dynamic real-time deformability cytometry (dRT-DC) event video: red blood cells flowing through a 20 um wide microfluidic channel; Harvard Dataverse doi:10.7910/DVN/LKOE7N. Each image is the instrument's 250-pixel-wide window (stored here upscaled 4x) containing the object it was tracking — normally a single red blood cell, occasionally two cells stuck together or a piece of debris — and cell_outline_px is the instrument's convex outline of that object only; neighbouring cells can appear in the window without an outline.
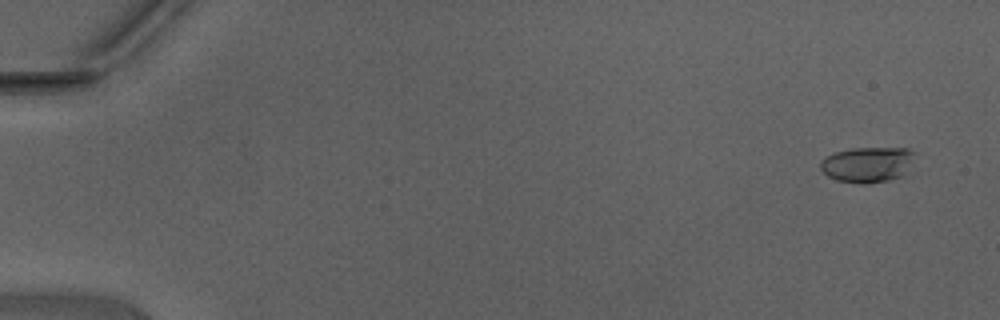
{"species": "Egyptian fruit bat (a non-hibernating species)", "species_latin": "Rousettus aegyptiacus", "temperature_condition": "warm", "stored_images_in_passage": 44, "camera_frame_rate_fps": 3000, "um_per_image_px": 0.085, "animal": {"sex": "male"}, "frame": {"image": 1, "passage_image": 3, "time_ms": 0.667, "image_size_px": [1000, 320], "cell_outline_px": [[912, 152], [908, 172], [904, 176], [888, 180], [864, 184], [860, 184], [836, 180], [828, 176], [820, 168], [820, 160], [836, 152], [852, 148], [908, 148]], "centroid_in_image_um": [73.71, 14.0], "position_along_channel_um": 11.3, "area_um2": 19.36}}
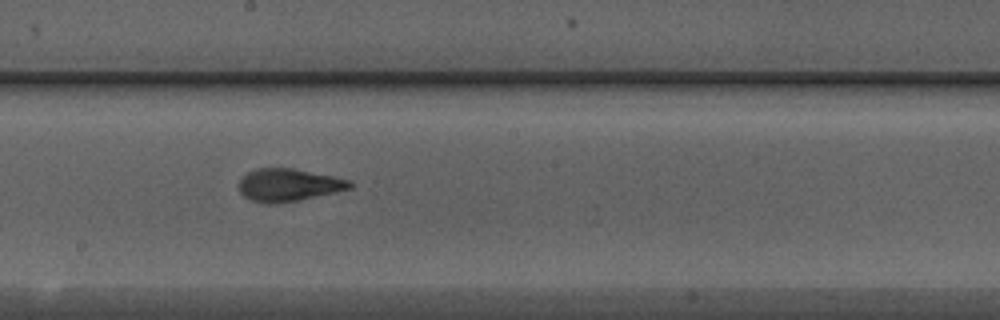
{"frame": {"image": 2, "passage_image": 28, "time_ms": 9.0, "image_size_px": [1000, 320], "cell_outline_px": [[352, 188], [336, 192], [276, 204], [268, 204], [252, 200], [244, 196], [240, 192], [240, 176], [256, 168], [292, 168], [336, 176], [352, 180]], "centroid_in_image_um": [24.54, 15.71], "position_along_channel_um": 223.7, "area_um2": 21.15}}
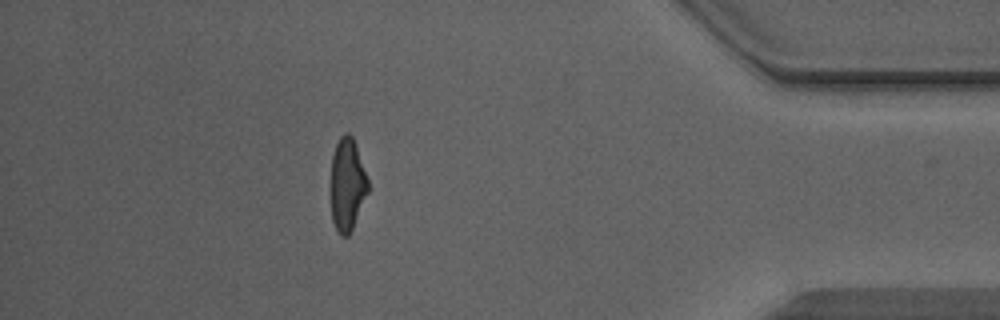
{"frame": {"image": 3, "passage_image": 43, "time_ms": 14.0, "image_size_px": [1000, 320], "cell_outline_px": [[368, 192], [352, 228], [348, 236], [340, 236], [332, 220], [332, 156], [336, 144], [340, 136], [344, 132], [348, 132], [352, 136], [356, 144], [368, 180]], "centroid_in_image_um": [29.53, 15.65], "position_along_channel_um": 405.7, "area_um2": 19.77}, "authors_computed_cell_mechanics": {"area_um2": 20.4612, "velocity_mm_per_s": 4.4614, "shape_relaxation_time_tau1_ms": 3.7175, "shape_relaxation_time_tau2_ms": 1.0908, "deformation_change_tau1": 0.169, "deformation_change_tau2": 0.079}}